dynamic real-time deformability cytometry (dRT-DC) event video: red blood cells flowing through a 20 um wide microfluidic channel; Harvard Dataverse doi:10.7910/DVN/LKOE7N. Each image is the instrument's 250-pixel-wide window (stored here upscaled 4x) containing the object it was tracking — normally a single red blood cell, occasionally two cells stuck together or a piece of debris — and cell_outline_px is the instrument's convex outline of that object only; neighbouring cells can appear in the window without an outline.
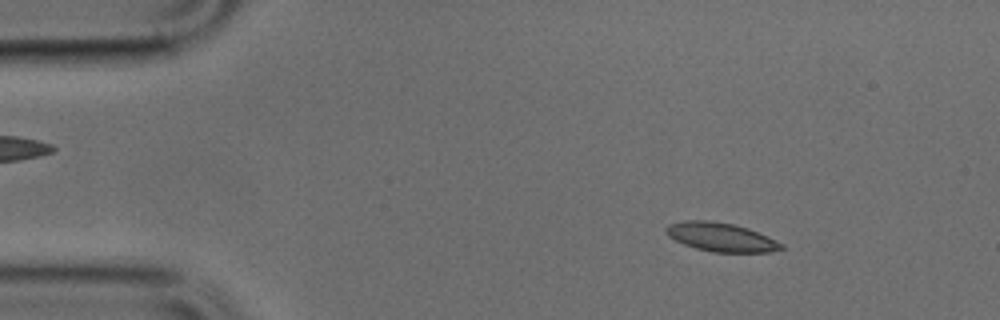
{"species": "common noctule bat (a hibernating species)", "species_latin": "Nyctalus noctula", "temperature_condition": "cold", "stored_images_in_passage": 47, "camera_frame_rate_fps": 3000, "um_per_image_px": 0.085, "animal": {"sex": "male", "body_mass_g": 17.9, "forearm_length_mm": 54.2}, "frame": {"image": 1, "passage_image": 4, "time_ms": 1.0, "image_size_px": [1000, 320], "cell_outline_px": [[784, 248], [768, 252], [712, 252], [696, 248], [684, 244], [668, 236], [664, 228], [668, 224], [684, 220], [708, 220], [732, 224], [748, 228], [768, 236], [784, 244]], "centroid_in_image_um": [61.27, 20.15], "position_along_channel_um": 23.7, "area_um2": 19.31}}
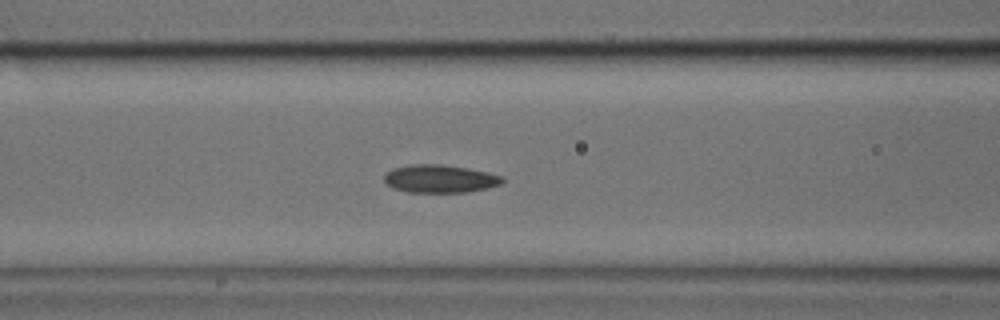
{"frame": {"image": 2, "passage_image": 17, "time_ms": 5.333, "image_size_px": [1000, 320], "cell_outline_px": [[504, 184], [488, 188], [464, 192], [408, 192], [392, 188], [384, 180], [384, 172], [392, 168], [408, 164], [444, 164], [468, 168], [488, 172], [504, 176]], "centroid_in_image_um": [37.4, 15.18], "position_along_channel_um": 129.2, "area_um2": 19.59}}
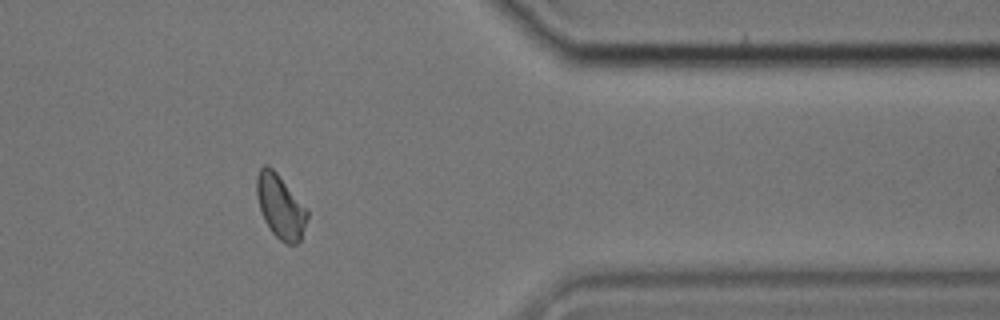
{"frame": {"image": 3, "passage_image": 38, "time_ms": 12.333, "image_size_px": [1000, 320], "cell_outline_px": [[308, 216], [300, 240], [296, 244], [288, 244], [280, 240], [272, 232], [264, 220], [260, 208], [256, 192], [256, 176], [260, 168], [264, 164], [268, 164], [276, 172], [308, 208]], "centroid_in_image_um": [23.84, 17.53], "position_along_channel_um": 387.6, "area_um2": 18.79}}